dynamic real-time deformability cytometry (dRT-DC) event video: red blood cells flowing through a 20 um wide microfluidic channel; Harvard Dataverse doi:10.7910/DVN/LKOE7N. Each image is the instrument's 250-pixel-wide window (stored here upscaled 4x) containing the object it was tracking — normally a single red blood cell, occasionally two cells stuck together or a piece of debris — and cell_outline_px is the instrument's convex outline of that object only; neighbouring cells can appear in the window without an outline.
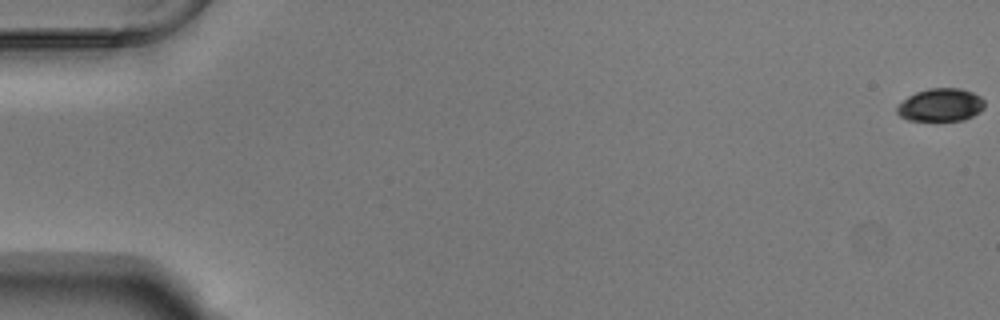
{"species": "Egyptian fruit bat (a non-hibernating species)", "species_latin": "Rousettus aegyptiacus", "temperature_condition": "warm", "stored_images_in_passage": 56, "camera_frame_rate_fps": 3000, "um_per_image_px": 0.085, "animal": {"sex": "male"}, "frame": {"image": 1, "passage_image": 1, "time_ms": 0.0, "image_size_px": [1000, 320], "cell_outline_px": [[984, 108], [980, 112], [964, 120], [908, 120], [900, 116], [896, 112], [896, 108], [908, 96], [916, 92], [928, 88], [960, 88], [972, 92], [980, 96], [984, 100]], "centroid_in_image_um": [79.97, 8.91], "position_along_channel_um": 5.0, "area_um2": 16.76}}
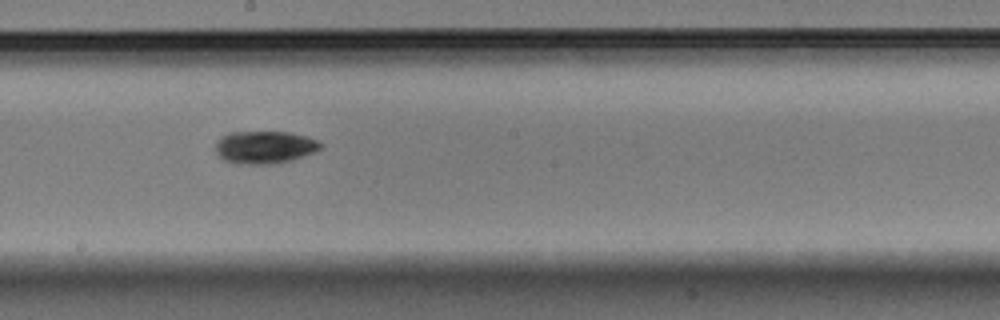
{"frame": {"image": 2, "passage_image": 32, "time_ms": 10.333, "image_size_px": [1000, 320], "cell_outline_px": [[324, 144], [320, 148], [312, 152], [292, 160], [268, 164], [232, 164], [224, 160], [216, 152], [216, 140], [220, 136], [228, 132], [288, 132], [308, 136], [320, 140]], "centroid_in_image_um": [22.48, 12.5], "position_along_channel_um": 225.7, "area_um2": 20.17}}
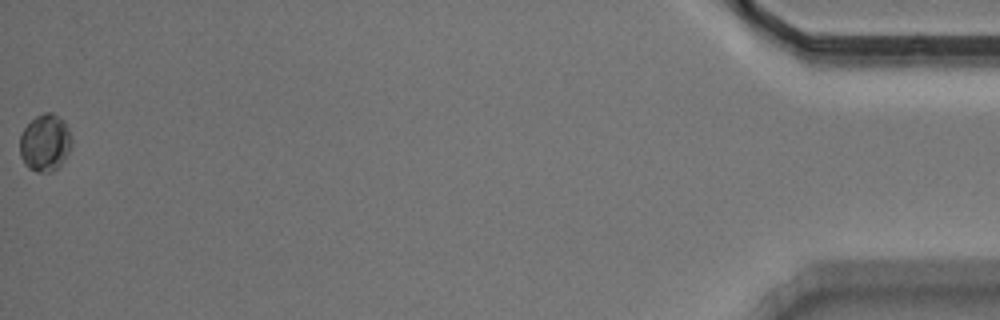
{"frame": {"image": 3, "passage_image": 56, "time_ms": 18.333, "image_size_px": [1000, 320], "cell_outline_px": [[72, 144], [64, 160], [52, 172], [36, 172], [28, 168], [24, 164], [20, 156], [20, 136], [24, 128], [36, 116], [44, 112], [52, 112], [60, 116], [64, 120], [68, 128], [72, 140]], "centroid_in_image_um": [3.83, 12.13], "position_along_channel_um": 431.4, "area_um2": 17.4}, "authors_computed_cell_mechanics": {"area_um2": 17.8891, "velocity_mm_per_s": 3.7543, "shape_relaxation_time_tau1_ms": 8.6681, "shape_relaxation_time_tau2_ms": 6.8871, "deformation_change_tau1": 0.181, "deformation_change_tau2": 0.1005}}